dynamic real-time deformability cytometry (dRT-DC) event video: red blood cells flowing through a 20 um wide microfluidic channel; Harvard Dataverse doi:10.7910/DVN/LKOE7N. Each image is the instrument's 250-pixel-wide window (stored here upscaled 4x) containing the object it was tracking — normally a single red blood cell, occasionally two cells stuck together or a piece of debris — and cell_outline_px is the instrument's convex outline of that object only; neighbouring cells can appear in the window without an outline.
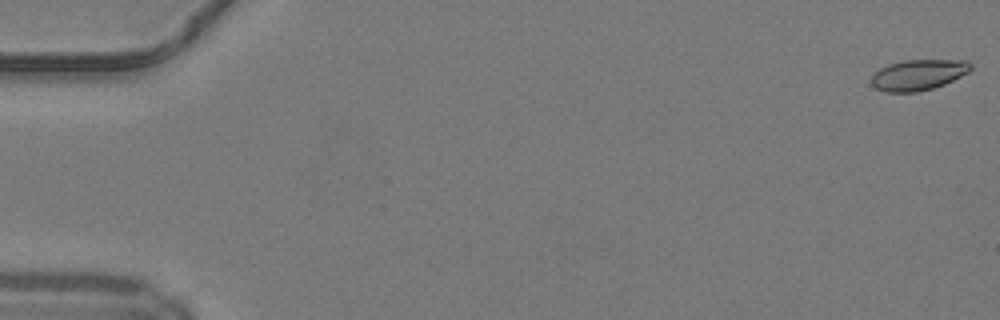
{"species": "common noctule bat (a hibernating species)", "species_latin": "Nyctalus noctula", "temperature_condition": "warm", "stored_images_in_passage": 50, "camera_frame_rate_fps": 3000, "um_per_image_px": 0.085, "animal": {"sex": "male", "body_mass_g": 19.2, "forearm_length_mm": 51.8}, "frame": {"image": 1, "passage_image": 1, "time_ms": 0.0, "image_size_px": [1000, 320], "cell_outline_px": [[972, 68], [968, 72], [944, 84], [932, 88], [916, 92], [884, 92], [876, 88], [872, 84], [872, 76], [880, 68], [888, 64], [904, 60], [968, 60], [972, 64]], "centroid_in_image_um": [78.06, 6.35], "position_along_channel_um": 6.9, "area_um2": 17.69}}
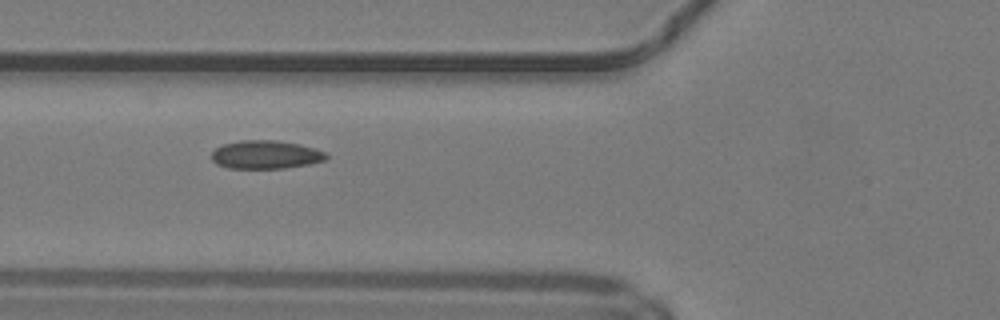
{"frame": {"image": 2, "passage_image": 20, "time_ms": 6.333, "image_size_px": [1000, 320], "cell_outline_px": [[328, 156], [324, 160], [308, 164], [284, 168], [228, 168], [216, 164], [212, 160], [212, 152], [216, 148], [224, 144], [240, 140], [276, 140], [300, 144], [316, 148], [328, 152]], "centroid_in_image_um": [22.6, 13.14], "position_along_channel_um": 103.2, "area_um2": 19.02}}
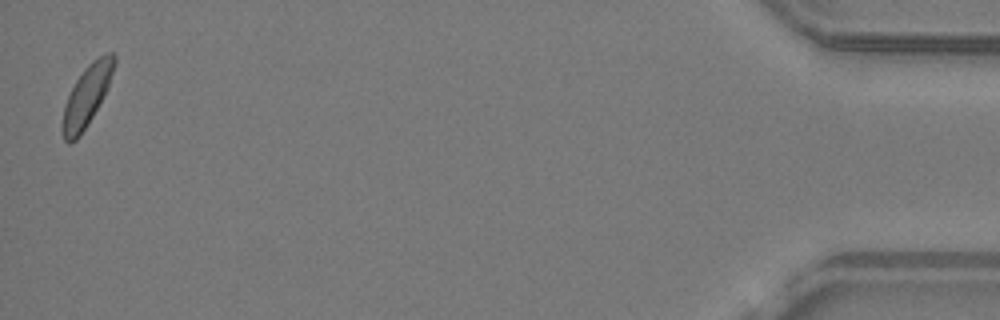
{"frame": {"image": 3, "passage_image": 50, "time_ms": 16.333, "image_size_px": [1000, 320], "cell_outline_px": [[116, 64], [108, 88], [88, 124], [80, 136], [76, 140], [68, 144], [64, 140], [64, 108], [68, 96], [76, 80], [84, 68], [92, 60], [104, 52], [112, 52], [116, 56]], "centroid_in_image_um": [7.43, 8.07], "position_along_channel_um": 427.8, "area_um2": 18.09}, "authors_computed_cell_mechanics": {"area_um2": 18.4671, "velocity_mm_per_s": 4.1719, "shape_relaxation_time_tau1_ms": 3.7099, "shape_relaxation_time_tau2_ms": null, "deformation_change_tau1": 0.066, "deformation_change_tau2": null}}